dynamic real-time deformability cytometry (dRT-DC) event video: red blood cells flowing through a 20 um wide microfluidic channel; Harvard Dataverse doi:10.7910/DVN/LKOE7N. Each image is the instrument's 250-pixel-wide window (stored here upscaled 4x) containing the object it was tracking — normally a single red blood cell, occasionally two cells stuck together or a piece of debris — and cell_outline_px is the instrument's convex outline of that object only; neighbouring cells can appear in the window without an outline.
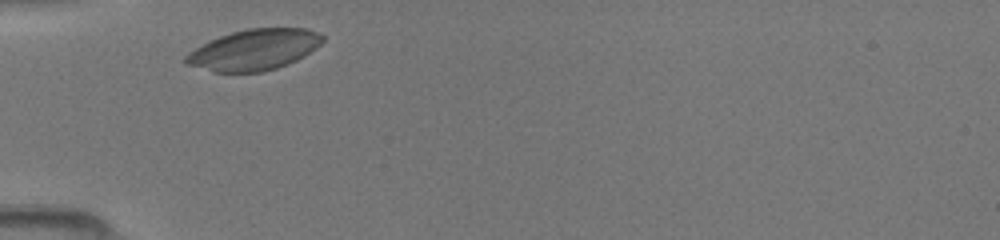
{"species": "common noctule bat (a hibernating species)", "species_latin": "Nyctalus noctula", "temperature_condition": "room temperature", "stored_images_in_passage": 27, "camera_frame_rate_fps": 3000, "um_per_image_px": 0.085, "animal": {"sex": "female", "body_mass_g": 19.5, "forearm_length_mm": 54.1}, "frame": {"image": 1, "passage_image": 2, "time_ms": 0.333, "image_size_px": [1000, 240], "cell_outline_px": [[324, 40], [316, 48], [304, 56], [288, 64], [264, 72], [212, 72], [184, 64], [180, 60], [188, 52], [220, 36], [232, 32], [248, 28], [308, 28], [324, 36]], "centroid_in_image_um": [21.57, 4.24], "position_along_channel_um": 63.4, "area_um2": 32.71}}
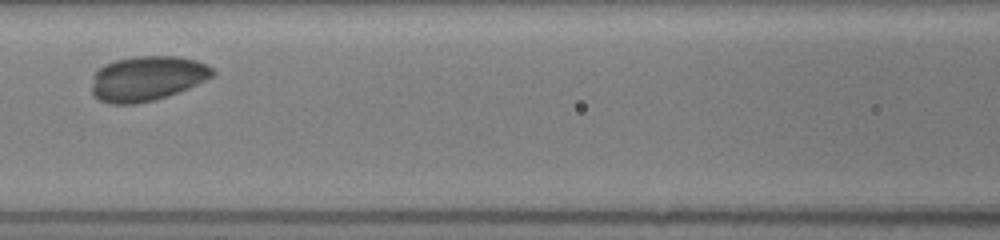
{"frame": {"image": 2, "passage_image": 9, "time_ms": 2.667, "image_size_px": [1000, 240], "cell_outline_px": [[216, 72], [212, 76], [188, 88], [152, 100], [136, 104], [112, 104], [100, 100], [92, 96], [92, 76], [104, 64], [116, 60], [132, 56], [176, 56], [196, 60], [212, 68]], "centroid_in_image_um": [12.46, 6.66], "position_along_channel_um": 154.1, "area_um2": 31.39}}
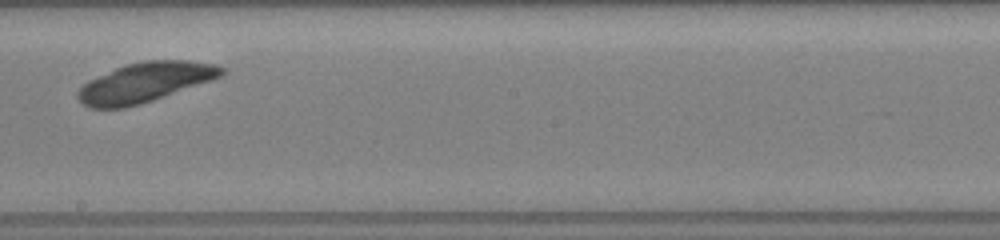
{"frame": {"image": 3, "passage_image": 15, "time_ms": 4.667, "image_size_px": [1000, 240], "cell_outline_px": [[228, 72], [224, 76], [140, 104], [124, 108], [92, 108], [84, 104], [76, 96], [76, 92], [88, 80], [124, 64], [144, 60], [188, 60], [216, 64], [224, 68]], "centroid_in_image_um": [12.36, 6.98], "position_along_channel_um": 235.8, "area_um2": 33.29}}